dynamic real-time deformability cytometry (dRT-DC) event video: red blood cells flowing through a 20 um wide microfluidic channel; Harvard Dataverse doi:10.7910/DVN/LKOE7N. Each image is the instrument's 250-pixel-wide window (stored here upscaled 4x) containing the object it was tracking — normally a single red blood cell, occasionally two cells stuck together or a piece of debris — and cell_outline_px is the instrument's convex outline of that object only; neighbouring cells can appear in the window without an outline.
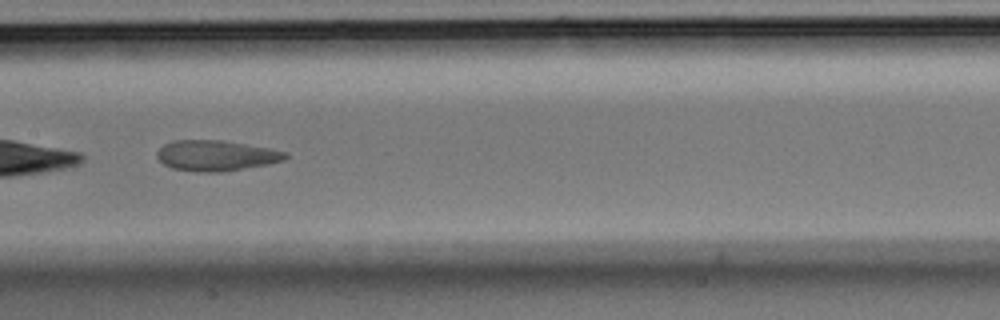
{"species": "Egyptian fruit bat (a non-hibernating species)", "species_latin": "Rousettus aegyptiacus", "temperature_condition": "room temperature", "stored_images_in_passage": 9, "camera_frame_rate_fps": 3000, "um_per_image_px": 0.085, "animal": {"sex": "male"}, "frame": {"image": 1, "passage_image": 7, "time_ms": 2.0, "image_size_px": [1000, 320], "cell_outline_px": [[288, 156], [284, 160], [268, 164], [220, 172], [196, 172], [172, 168], [164, 164], [156, 156], [156, 152], [164, 144], [172, 140], [220, 140], [268, 148], [288, 152]], "centroid_in_image_um": [18.34, 13.22], "position_along_channel_um": 189.1, "area_um2": 22.77}}
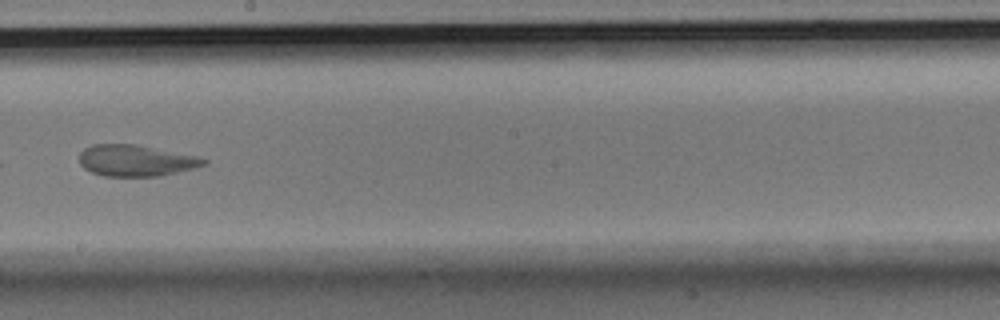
{"frame": {"image": 2, "passage_image": 8, "time_ms": 2.333, "image_size_px": [1000, 320], "cell_outline_px": [[208, 164], [160, 176], [104, 176], [92, 172], [84, 168], [80, 164], [80, 152], [84, 148], [92, 144], [136, 144], [200, 156], [208, 160]], "centroid_in_image_um": [11.56, 13.63], "position_along_channel_um": 236.6, "area_um2": 22.83}}
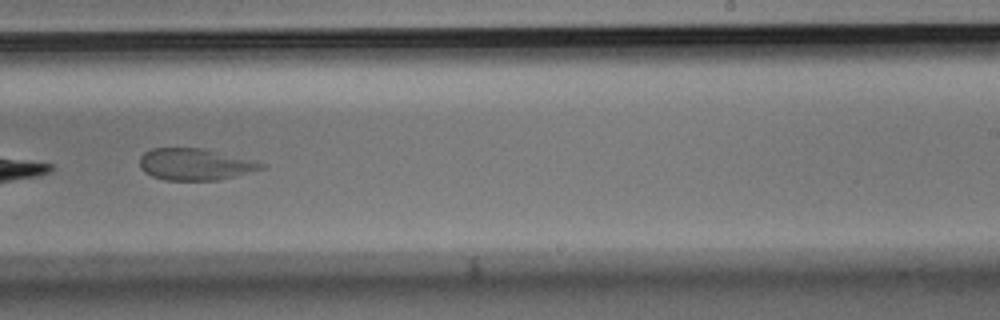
{"frame": {"image": 3, "passage_image": 9, "time_ms": 2.667, "image_size_px": [1000, 320], "cell_outline_px": [[268, 164], [264, 168], [220, 180], [164, 180], [152, 176], [144, 172], [140, 168], [140, 156], [144, 152], [152, 148], [200, 148], [256, 160]], "centroid_in_image_um": [16.59, 13.97], "position_along_channel_um": 272.4, "area_um2": 22.54}}